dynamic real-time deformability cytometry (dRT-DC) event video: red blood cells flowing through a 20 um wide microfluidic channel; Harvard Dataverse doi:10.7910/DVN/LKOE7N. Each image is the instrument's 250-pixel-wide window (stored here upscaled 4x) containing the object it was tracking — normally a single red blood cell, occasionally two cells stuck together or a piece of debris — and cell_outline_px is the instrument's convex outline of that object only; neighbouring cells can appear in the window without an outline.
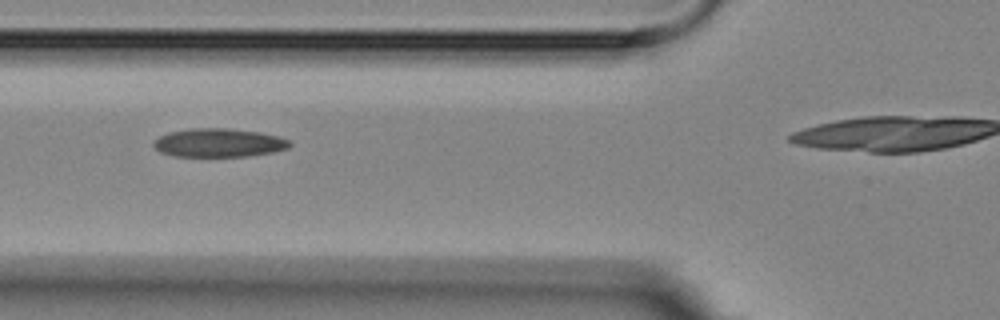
{"species": "Egyptian fruit bat (a non-hibernating species)", "species_latin": "Rousettus aegyptiacus", "temperature_condition": "room temperature", "stored_images_in_passage": 13, "camera_frame_rate_fps": 3000, "um_per_image_px": 0.085, "animal": {"sex": "female"}, "frame": {"image": 1, "passage_image": 3, "time_ms": 2.333, "image_size_px": [1000, 320], "cell_outline_px": [[292, 144], [288, 148], [272, 152], [248, 156], [176, 156], [160, 152], [152, 144], [160, 136], [168, 132], [192, 128], [228, 128], [260, 132], [280, 136], [288, 140]], "centroid_in_image_um": [18.62, 12.13], "position_along_channel_um": 107.2, "area_um2": 22.6}}
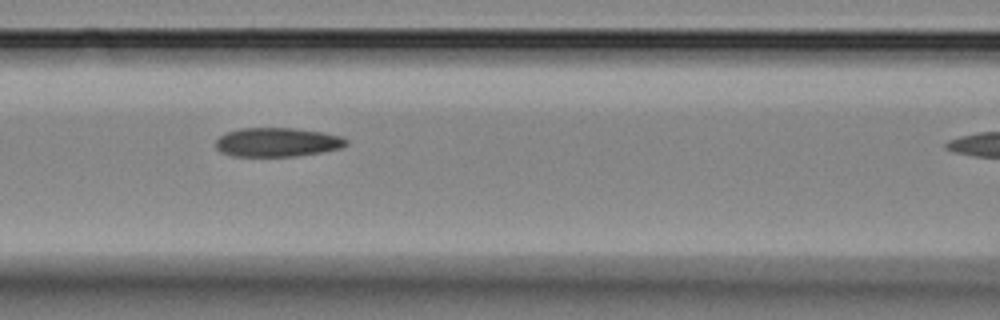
{"frame": {"image": 2, "passage_image": 4, "time_ms": 3.333, "image_size_px": [1000, 320], "cell_outline_px": [[348, 144], [340, 148], [320, 152], [296, 156], [232, 156], [220, 152], [216, 148], [216, 140], [220, 136], [228, 132], [240, 128], [292, 128], [320, 132], [340, 136], [348, 140]], "centroid_in_image_um": [23.54, 12.09], "position_along_channel_um": 143.1, "area_um2": 21.91}}